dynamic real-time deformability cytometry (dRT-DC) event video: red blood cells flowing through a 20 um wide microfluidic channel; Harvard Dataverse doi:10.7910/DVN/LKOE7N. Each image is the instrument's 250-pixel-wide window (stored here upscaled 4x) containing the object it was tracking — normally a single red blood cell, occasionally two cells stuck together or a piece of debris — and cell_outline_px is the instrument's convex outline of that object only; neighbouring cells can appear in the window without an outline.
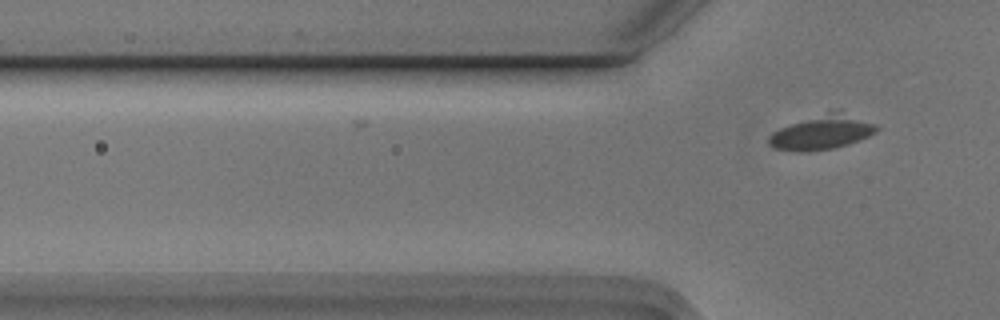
{"species": "Egyptian fruit bat (a non-hibernating species)", "species_latin": "Rousettus aegyptiacus", "temperature_condition": "cold", "stored_images_in_passage": 3, "camera_frame_rate_fps": 3000, "um_per_image_px": 0.085, "animal": {"sex": "male"}, "frame": {"image": 1, "passage_image": 3, "time_ms": 0.667, "image_size_px": [1000, 320], "cell_outline_px": [[880, 128], [876, 132], [860, 140], [836, 148], [808, 152], [792, 152], [776, 148], [768, 144], [768, 136], [772, 132], [780, 128], [840, 108], [876, 124]], "centroid_in_image_um": [69.92, 11.25], "position_along_channel_um": 55.9, "area_um2": 21.79}}